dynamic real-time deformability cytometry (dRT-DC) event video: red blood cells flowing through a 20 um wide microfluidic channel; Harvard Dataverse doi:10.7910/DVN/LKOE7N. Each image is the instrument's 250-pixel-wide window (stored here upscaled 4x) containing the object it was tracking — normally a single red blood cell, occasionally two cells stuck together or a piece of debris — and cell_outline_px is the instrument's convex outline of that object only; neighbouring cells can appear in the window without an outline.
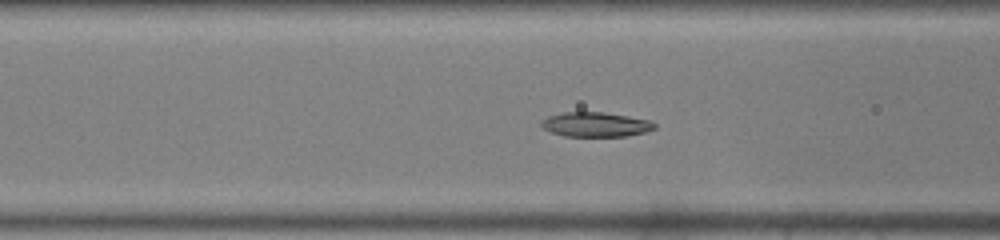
{"species": "common noctule bat (a hibernating species)", "species_latin": "Nyctalus noctula", "temperature_condition": "warm", "stored_images_in_passage": 43, "camera_frame_rate_fps": 3000, "um_per_image_px": 0.085, "animal": {"sex": "male", "body_mass_g": 19.0, "forearm_length_mm": 50.8}, "frame": {"image": 1, "passage_image": 17, "time_ms": 5.333, "image_size_px": [1000, 240], "cell_outline_px": [[656, 128], [644, 132], [624, 136], [564, 136], [552, 132], [544, 128], [540, 124], [548, 116], [564, 112], [604, 112], [628, 116], [648, 120], [656, 124]], "centroid_in_image_um": [50.63, 10.58], "position_along_channel_um": 116.0, "area_um2": 16.01}}
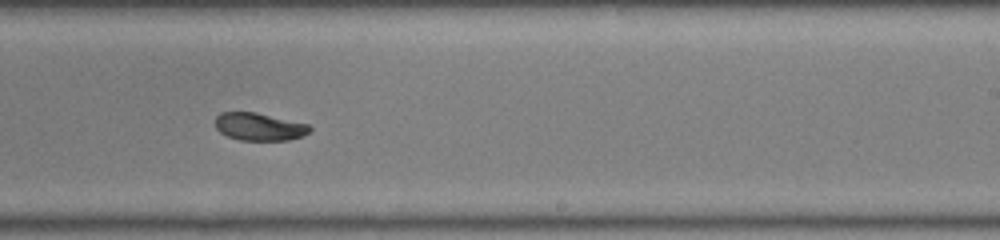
{"frame": {"image": 2, "passage_image": 27, "time_ms": 8.667, "image_size_px": [1000, 240], "cell_outline_px": [[312, 128], [304, 136], [288, 140], [240, 140], [228, 136], [220, 132], [216, 128], [216, 116], [220, 112], [256, 112], [308, 124]], "centroid_in_image_um": [22.04, 10.77], "position_along_channel_um": 267.0, "area_um2": 15.2}}
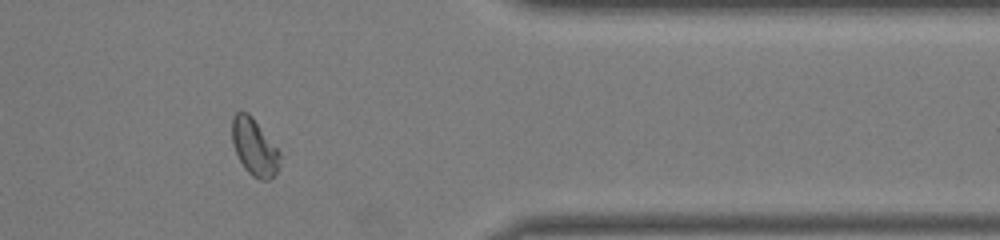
{"frame": {"image": 3, "passage_image": 36, "time_ms": 11.667, "image_size_px": [1000, 240], "cell_outline_px": [[280, 156], [276, 172], [268, 180], [260, 180], [252, 176], [244, 168], [232, 144], [232, 116], [240, 108], [248, 112], [252, 116], [280, 152]], "centroid_in_image_um": [21.58, 12.46], "position_along_channel_um": 389.8, "area_um2": 15.84}}